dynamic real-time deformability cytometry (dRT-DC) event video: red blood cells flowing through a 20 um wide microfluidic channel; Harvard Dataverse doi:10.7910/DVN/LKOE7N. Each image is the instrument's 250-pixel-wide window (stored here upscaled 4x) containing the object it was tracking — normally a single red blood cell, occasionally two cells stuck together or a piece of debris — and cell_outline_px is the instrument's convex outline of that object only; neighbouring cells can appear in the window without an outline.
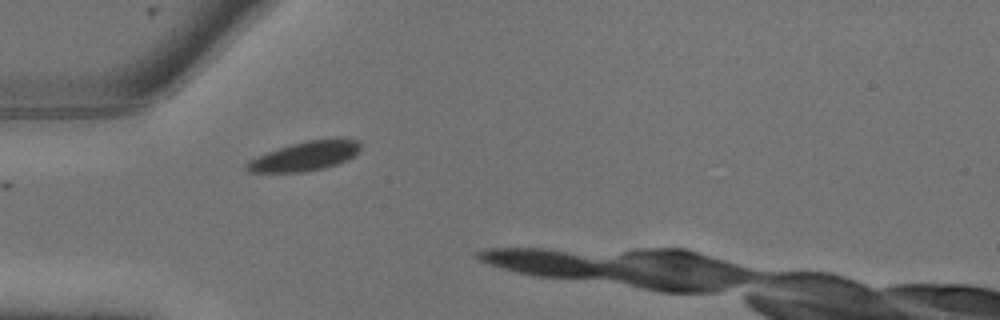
{"species": "common noctule bat (a hibernating species)", "species_latin": "Nyctalus noctula", "temperature_condition": "warm", "stored_images_in_passage": 1, "camera_frame_rate_fps": 3000, "um_per_image_px": 0.085, "animal": {"sex": "male", "body_mass_g": 13.3}, "frame": {"image": 1, "passage_image": 1, "time_ms": 0.0, "image_size_px": [1000, 320], "cell_outline_px": [[360, 148], [348, 160], [324, 168], [304, 172], [248, 172], [244, 168], [244, 164], [248, 160], [256, 156], [292, 144], [308, 140], [340, 136], [356, 140], [360, 144]], "centroid_in_image_um": [25.92, 13.25], "position_along_channel_um": 59.1, "area_um2": 19.65}}